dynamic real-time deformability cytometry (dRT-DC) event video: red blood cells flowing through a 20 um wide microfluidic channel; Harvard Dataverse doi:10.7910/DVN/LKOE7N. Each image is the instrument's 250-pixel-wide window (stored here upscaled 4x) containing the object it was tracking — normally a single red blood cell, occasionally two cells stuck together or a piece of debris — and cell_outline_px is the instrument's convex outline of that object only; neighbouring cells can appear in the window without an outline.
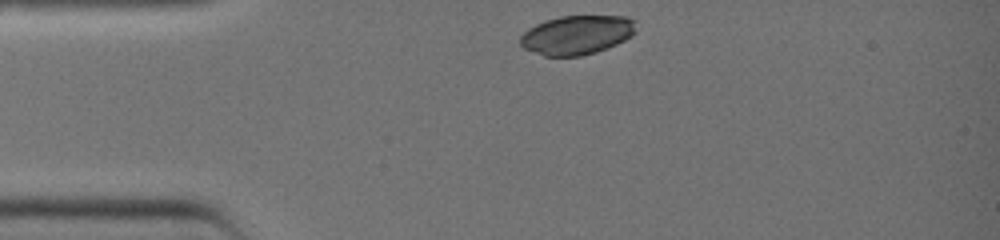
{"species": "common noctule bat (a hibernating species)", "species_latin": "Nyctalus noctula", "temperature_condition": "warm", "stored_images_in_passage": 26, "camera_frame_rate_fps": 3000, "um_per_image_px": 0.085, "animal": {"sex": "female", "body_mass_g": 19.0, "forearm_length_mm": 51.5}, "frame": {"image": 1, "passage_image": 1, "time_ms": 0.0, "image_size_px": [1000, 240], "cell_outline_px": [[636, 32], [632, 36], [616, 44], [596, 52], [580, 56], [544, 56], [524, 48], [520, 44], [520, 36], [528, 28], [544, 20], [560, 16], [628, 16], [636, 20]], "centroid_in_image_um": [49.05, 2.96], "position_along_channel_um": 36.0, "area_um2": 26.59}}
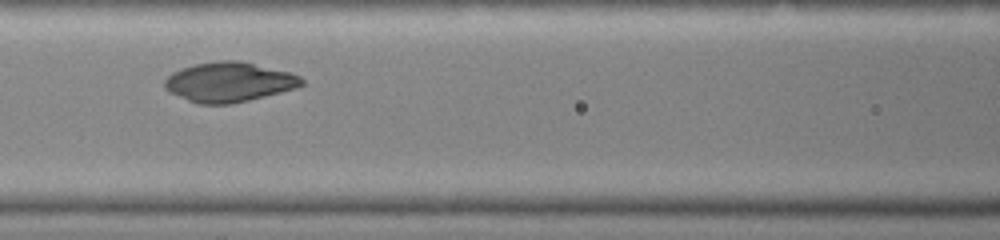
{"frame": {"image": 2, "passage_image": 10, "time_ms": 3.0, "image_size_px": [1000, 240], "cell_outline_px": [[304, 84], [296, 88], [232, 104], [200, 104], [188, 100], [168, 92], [164, 88], [164, 80], [172, 72], [180, 68], [196, 64], [216, 60], [240, 60], [292, 72], [300, 76], [304, 80]], "centroid_in_image_um": [19.47, 6.96], "position_along_channel_um": 147.1, "area_um2": 31.96}}
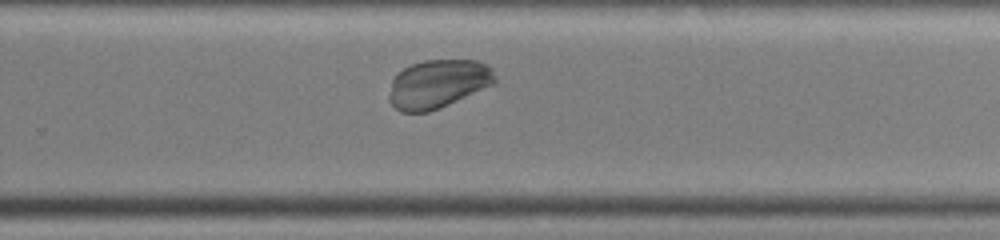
{"frame": {"image": 3, "passage_image": 19, "time_ms": 6.0, "image_size_px": [1000, 240], "cell_outline_px": [[496, 80], [492, 84], [440, 108], [428, 112], [400, 112], [388, 100], [388, 92], [392, 80], [396, 72], [412, 64], [424, 60], [476, 60], [488, 64], [492, 68], [496, 76]], "centroid_in_image_um": [37.19, 7.12], "position_along_channel_um": 292.6, "area_um2": 30.0}}